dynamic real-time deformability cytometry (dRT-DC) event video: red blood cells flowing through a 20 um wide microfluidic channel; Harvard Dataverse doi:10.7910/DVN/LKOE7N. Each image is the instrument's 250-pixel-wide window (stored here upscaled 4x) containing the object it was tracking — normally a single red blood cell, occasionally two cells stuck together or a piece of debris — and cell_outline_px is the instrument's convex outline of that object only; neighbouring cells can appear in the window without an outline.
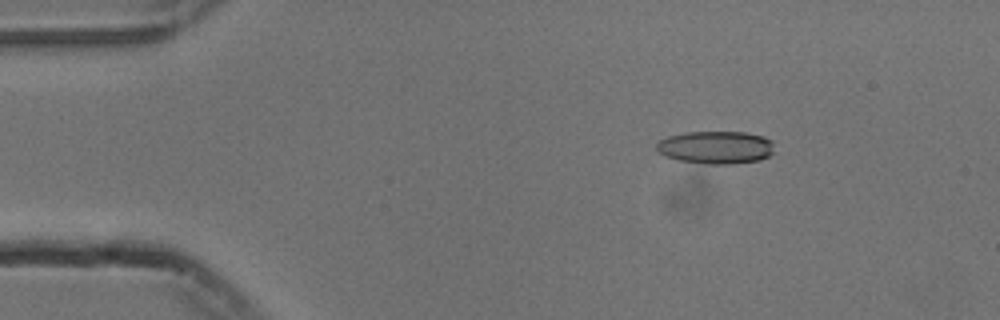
{"species": "common noctule bat (a hibernating species)", "species_latin": "Nyctalus noctula", "temperature_condition": "cold", "stored_images_in_passage": 54, "camera_frame_rate_fps": 3000, "um_per_image_px": 0.085, "animal": {"sex": "male", "body_mass_g": 13.3}, "frame": {"image": 1, "passage_image": 8, "time_ms": 2.333, "image_size_px": [1000, 320], "cell_outline_px": [[772, 152], [768, 156], [760, 160], [732, 164], [708, 164], [680, 160], [668, 156], [660, 152], [656, 148], [656, 144], [660, 140], [668, 136], [684, 132], [744, 132], [764, 136], [772, 140]], "centroid_in_image_um": [60.86, 12.52], "position_along_channel_um": 24.1, "area_um2": 22.37}}
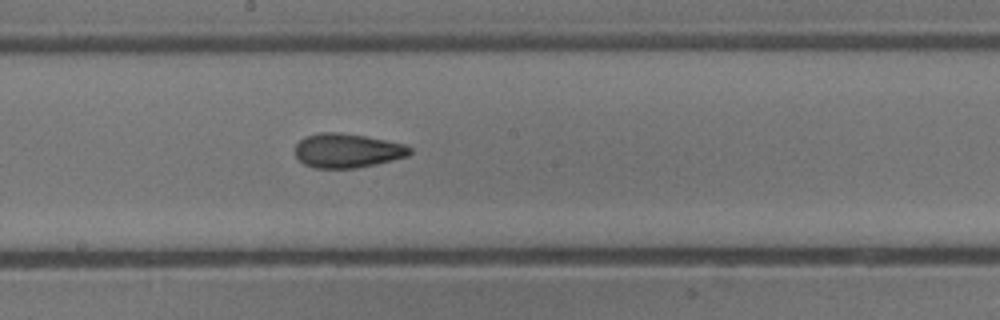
{"frame": {"image": 2, "passage_image": 29, "time_ms": 9.333, "image_size_px": [1000, 320], "cell_outline_px": [[412, 152], [408, 156], [376, 164], [356, 168], [316, 168], [304, 164], [296, 156], [296, 144], [304, 136], [320, 132], [336, 132], [364, 136], [404, 144], [412, 148]], "centroid_in_image_um": [29.51, 12.8], "position_along_channel_um": 218.7, "area_um2": 22.77}}
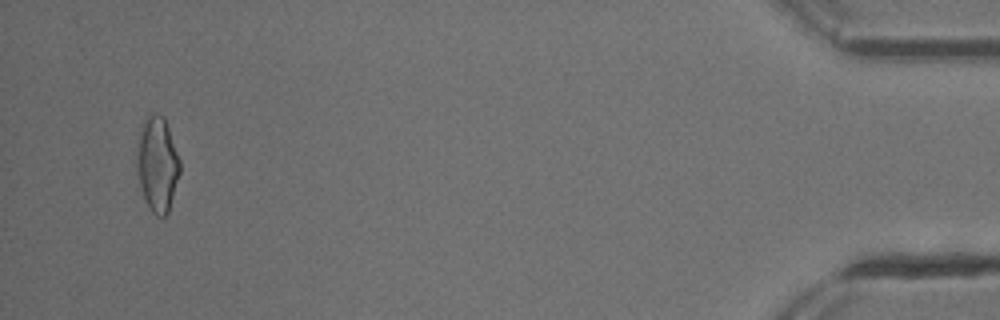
{"frame": {"image": 3, "passage_image": 52, "time_ms": 17.0, "image_size_px": [1000, 320], "cell_outline_px": [[180, 172], [168, 212], [164, 216], [156, 216], [152, 212], [144, 200], [140, 184], [136, 164], [136, 156], [140, 136], [144, 124], [148, 116], [152, 112], [156, 112], [164, 116], [180, 160]], "centroid_in_image_um": [13.38, 13.97], "position_along_channel_um": 421.8, "area_um2": 23.47}, "authors_computed_cell_mechanics": {"area_um2": 22.5131, "velocity_mm_per_s": 3.7748, "shape_relaxation_time_tau1_ms": 7.5671, "shape_relaxation_time_tau2_ms": 2.7067, "deformation_change_tau1": 0.1768, "deformation_change_tau2": 0.1037}}